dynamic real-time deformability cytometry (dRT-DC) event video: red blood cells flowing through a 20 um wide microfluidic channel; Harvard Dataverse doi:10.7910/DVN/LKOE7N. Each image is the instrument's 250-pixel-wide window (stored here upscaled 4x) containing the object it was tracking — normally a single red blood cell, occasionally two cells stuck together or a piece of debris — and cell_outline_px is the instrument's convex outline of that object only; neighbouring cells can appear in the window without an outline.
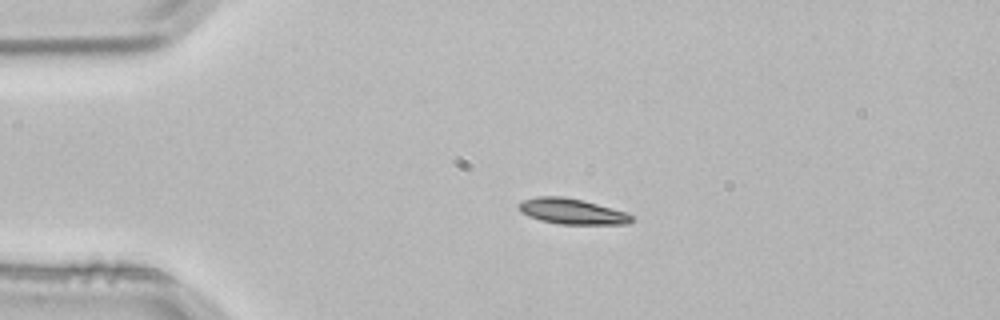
{"species": "common noctule bat (a hibernating species)", "species_latin": "Nyctalus noctula", "temperature_condition": "room temperature", "stored_images_in_passage": 2, "camera_frame_rate_fps": 3000, "um_per_image_px": 0.085, "animal": {"sex": "male", "body_mass_g": 21.5, "forearm_length_mm": 52.0}, "frame": {"image": 1, "passage_image": 1, "time_ms": 0.0, "image_size_px": [1000, 320], "cell_outline_px": [[636, 220], [628, 224], [560, 224], [540, 220], [528, 216], [520, 212], [516, 208], [516, 204], [520, 200], [536, 196], [564, 196], [584, 200], [612, 208], [624, 212], [632, 216]], "centroid_in_image_um": [48.55, 17.95], "position_along_channel_um": 36.4, "area_um2": 17.17}}